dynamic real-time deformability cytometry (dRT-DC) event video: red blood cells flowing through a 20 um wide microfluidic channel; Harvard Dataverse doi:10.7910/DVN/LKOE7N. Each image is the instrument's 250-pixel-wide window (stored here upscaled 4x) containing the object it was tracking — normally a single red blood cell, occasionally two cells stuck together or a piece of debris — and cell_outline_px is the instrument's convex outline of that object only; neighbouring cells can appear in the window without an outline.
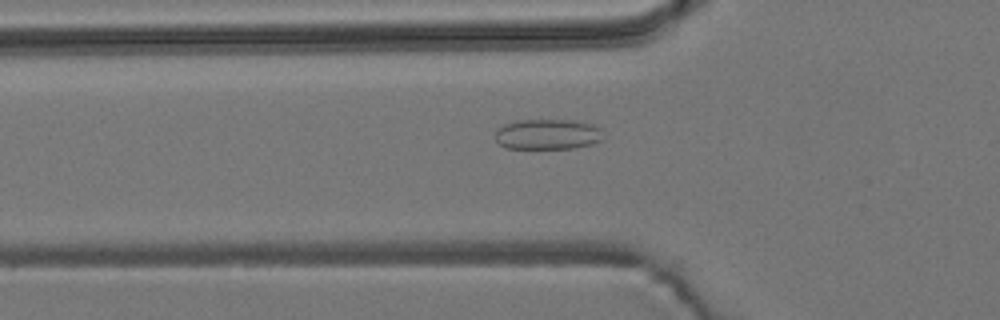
{"species": "common noctule bat (a hibernating species)", "species_latin": "Nyctalus noctula", "temperature_condition": "room temperature", "stored_images_in_passage": 37, "camera_frame_rate_fps": 3000, "um_per_image_px": 0.085, "animal": {"sex": "male", "body_mass_g": 19.2, "forearm_length_mm": 51.8}, "frame": {"image": 1, "passage_image": 6, "time_ms": 1.667, "image_size_px": [1000, 320], "cell_outline_px": [[600, 140], [592, 144], [572, 148], [504, 148], [496, 140], [496, 132], [504, 124], [516, 120], [572, 120], [592, 124], [600, 128]], "centroid_in_image_um": [46.52, 11.41], "position_along_channel_um": 79.3, "area_um2": 18.9}}
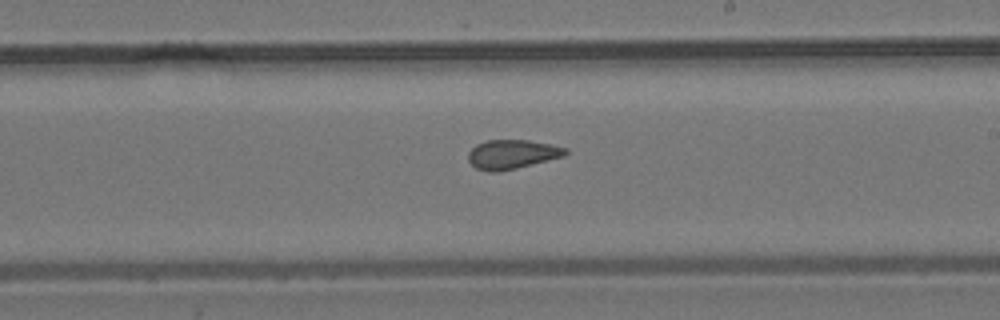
{"frame": {"image": 2, "passage_image": 19, "time_ms": 6.0, "image_size_px": [1000, 320], "cell_outline_px": [[568, 152], [564, 156], [500, 172], [488, 172], [476, 168], [468, 160], [468, 152], [476, 144], [488, 140], [528, 140], [552, 144], [568, 148]], "centroid_in_image_um": [43.52, 13.11], "position_along_channel_um": 245.5, "area_um2": 16.59}}
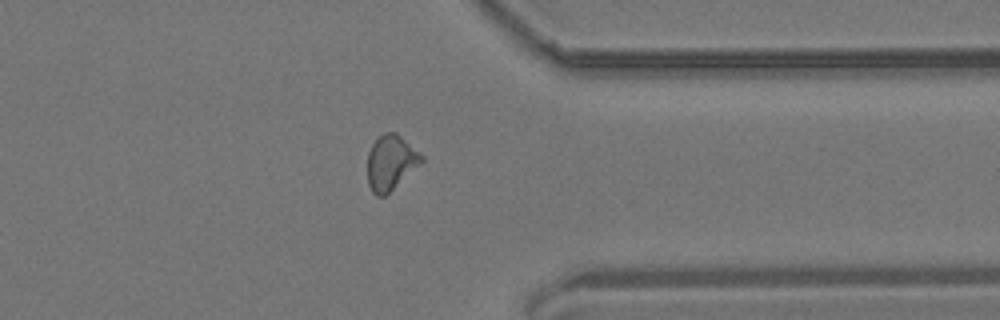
{"frame": {"image": 3, "passage_image": 30, "time_ms": 9.667, "image_size_px": [1000, 320], "cell_outline_px": [[424, 160], [420, 164], [384, 196], [376, 196], [372, 192], [368, 184], [368, 152], [372, 144], [384, 132], [396, 132], [424, 156]], "centroid_in_image_um": [33.21, 13.8], "position_along_channel_um": 378.2, "area_um2": 17.05}, "authors_computed_cell_mechanics": {"area_um2": 16.9354, "velocity_mm_per_s": 3.8131, "shape_relaxation_time_tau1_ms": null, "shape_relaxation_time_tau2_ms": 1.7848, "deformation_change_tau1": null, "deformation_change_tau2": 0.0832}}